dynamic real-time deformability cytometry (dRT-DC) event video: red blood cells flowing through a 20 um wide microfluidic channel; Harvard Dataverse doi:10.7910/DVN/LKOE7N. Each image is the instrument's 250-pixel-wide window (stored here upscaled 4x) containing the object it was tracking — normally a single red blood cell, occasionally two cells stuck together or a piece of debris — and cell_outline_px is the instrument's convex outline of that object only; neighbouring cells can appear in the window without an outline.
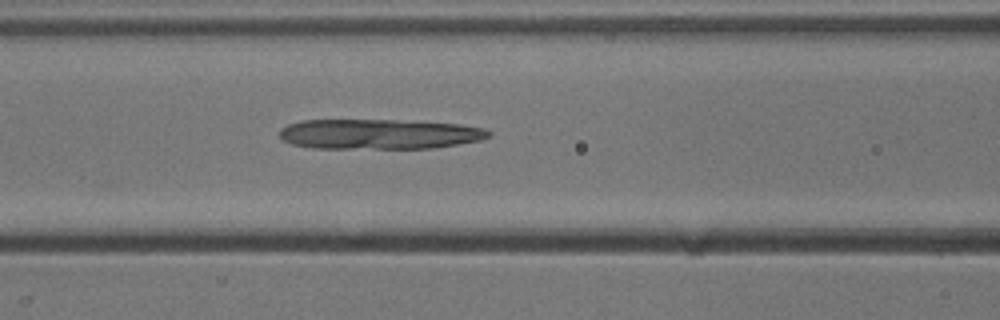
{"species": "common noctule bat (a hibernating species)", "species_latin": "Nyctalus noctula", "temperature_condition": "cold", "stored_images_in_passage": 45, "camera_frame_rate_fps": 3000, "um_per_image_px": 0.085, "animal": {"sex": "male", "body_mass_g": 13.3}, "frame": {"image": 1, "passage_image": 22, "time_ms": 7.0, "image_size_px": [1000, 320], "cell_outline_px": [[492, 136], [480, 140], [432, 148], [312, 148], [292, 144], [284, 140], [280, 136], [280, 128], [288, 124], [300, 120], [396, 120], [460, 124], [484, 128], [492, 132]], "centroid_in_image_um": [32.22, 11.39], "position_along_channel_um": 134.4, "area_um2": 36.65}}